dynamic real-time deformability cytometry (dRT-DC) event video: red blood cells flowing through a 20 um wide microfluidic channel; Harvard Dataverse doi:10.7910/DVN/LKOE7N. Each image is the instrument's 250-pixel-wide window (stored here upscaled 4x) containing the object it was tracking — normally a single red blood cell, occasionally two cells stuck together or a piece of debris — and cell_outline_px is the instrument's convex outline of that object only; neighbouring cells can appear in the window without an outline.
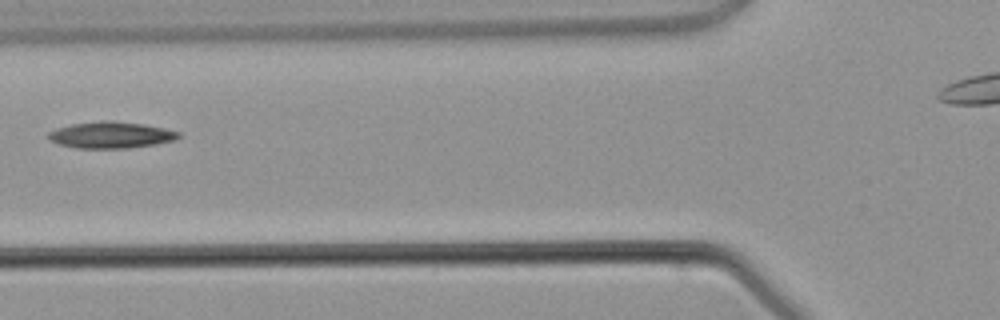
{"species": "common noctule bat (a hibernating species)", "species_latin": "Nyctalus noctula", "temperature_condition": "warm", "stored_images_in_passage": 3, "segment_of_instrument_passage": [1, 2], "camera_frame_rate_fps": 3000, "um_per_image_px": 0.085, "animal": {"sex": "male", "body_mass_g": 21.5, "forearm_length_mm": 52.0}, "frame": {"image": 1, "passage_image": 2, "time_ms": 1.0, "image_size_px": [1000, 320], "cell_outline_px": [[180, 136], [176, 140], [156, 144], [128, 148], [76, 148], [60, 144], [48, 140], [48, 132], [56, 128], [72, 124], [104, 120], [112, 120], [144, 124], [164, 128], [180, 132]], "centroid_in_image_um": [9.43, 11.47], "position_along_channel_um": 116.4, "area_um2": 20.17}}